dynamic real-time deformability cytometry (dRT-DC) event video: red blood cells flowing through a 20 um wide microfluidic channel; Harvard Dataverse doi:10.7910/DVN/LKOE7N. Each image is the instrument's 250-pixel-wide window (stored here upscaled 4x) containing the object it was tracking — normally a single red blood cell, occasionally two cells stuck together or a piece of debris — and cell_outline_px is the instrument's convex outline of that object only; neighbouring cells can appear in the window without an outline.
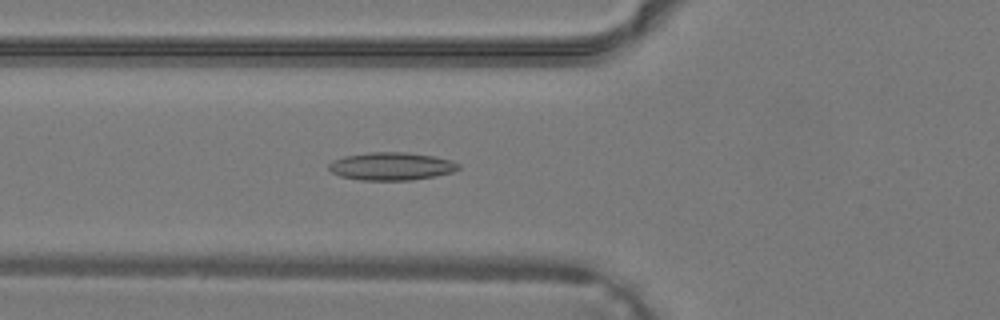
{"species": "common noctule bat (a hibernating species)", "species_latin": "Nyctalus noctula", "temperature_condition": "warm", "stored_images_in_passage": 37, "camera_frame_rate_fps": 3000, "um_per_image_px": 0.085, "animal": {"sex": "male", "body_mass_g": 19.2, "forearm_length_mm": 51.8}, "frame": {"image": 1, "passage_image": 15, "time_ms": 4.667, "image_size_px": [1000, 320], "cell_outline_px": [[460, 168], [452, 172], [412, 180], [360, 180], [340, 176], [332, 172], [328, 168], [328, 164], [332, 160], [344, 156], [368, 152], [408, 152], [436, 156], [452, 160], [460, 164]], "centroid_in_image_um": [33.26, 14.12], "position_along_channel_um": 92.5, "area_um2": 21.21}}
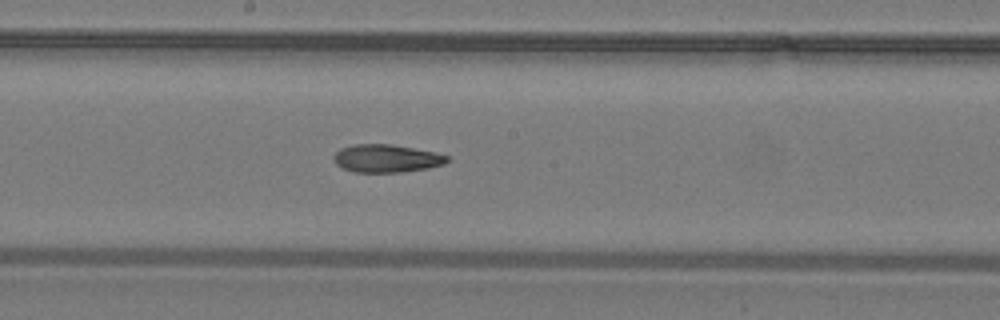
{"frame": {"image": 2, "passage_image": 22, "time_ms": 7.0, "image_size_px": [1000, 320], "cell_outline_px": [[452, 160], [444, 164], [428, 168], [400, 172], [356, 172], [344, 168], [336, 164], [332, 156], [340, 148], [356, 144], [392, 144], [436, 152], [448, 156]], "centroid_in_image_um": [32.88, 13.46], "position_along_channel_um": 215.3, "area_um2": 18.5}}
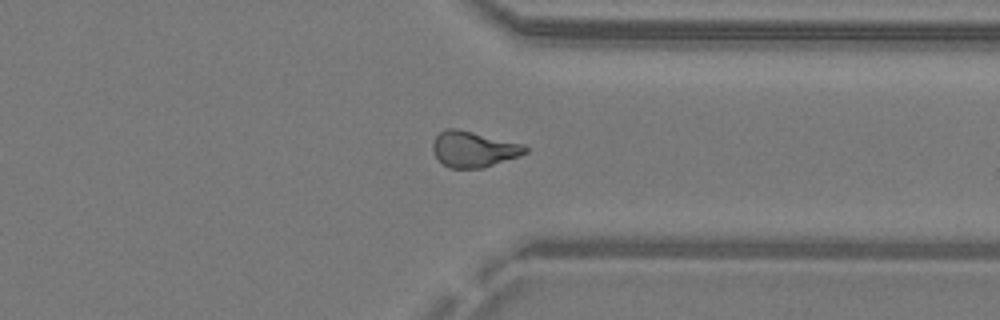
{"frame": {"image": 3, "passage_image": 31, "time_ms": 10.0, "image_size_px": [1000, 320], "cell_outline_px": [[528, 152], [520, 156], [484, 168], [448, 168], [432, 152], [432, 144], [436, 136], [444, 128], [456, 128], [524, 144], [528, 148]], "centroid_in_image_um": [40.27, 12.68], "position_along_channel_um": 371.1, "area_um2": 19.42}}